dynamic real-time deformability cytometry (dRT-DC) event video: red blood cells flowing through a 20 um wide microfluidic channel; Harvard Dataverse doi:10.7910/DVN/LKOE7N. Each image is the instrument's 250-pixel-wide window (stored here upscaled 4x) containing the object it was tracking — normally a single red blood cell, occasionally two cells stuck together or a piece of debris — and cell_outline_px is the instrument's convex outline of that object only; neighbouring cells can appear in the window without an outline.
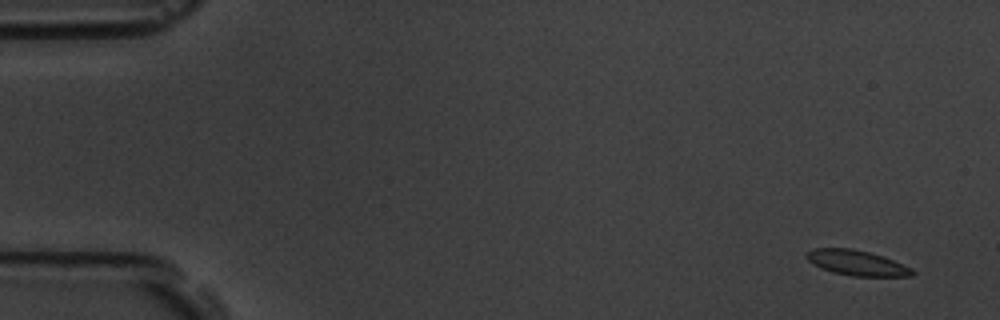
{"species": "common noctule bat (a hibernating species)", "species_latin": "Nyctalus noctula", "temperature_condition": "room temperature", "stored_images_in_passage": 5, "camera_frame_rate_fps": 3000, "um_per_image_px": 0.085, "animal": {"sex": "male", "body_mass_g": 19.5, "forearm_length_mm": 54.6}, "frame": {"image": 1, "passage_image": 1, "time_ms": 0.0, "image_size_px": [1000, 320], "cell_outline_px": [[916, 272], [912, 276], [852, 276], [832, 272], [820, 268], [808, 260], [804, 256], [804, 252], [812, 248], [852, 248], [884, 256], [912, 268]], "centroid_in_image_um": [72.8, 22.33], "position_along_channel_um": 12.2, "area_um2": 15.72}}
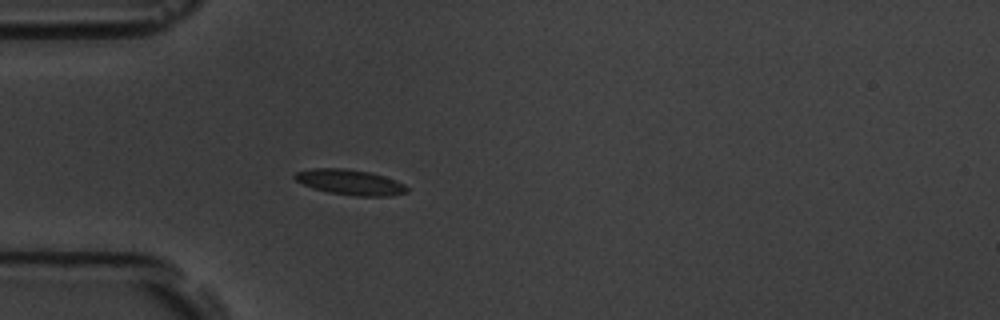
{"frame": {"image": 2, "passage_image": 5, "time_ms": 4.667, "image_size_px": [1000, 320], "cell_outline_px": [[408, 192], [392, 196], [356, 196], [328, 192], [312, 188], [296, 180], [292, 176], [296, 172], [312, 168], [344, 168], [368, 172], [384, 176], [396, 180], [404, 184], [408, 188]], "centroid_in_image_um": [29.76, 15.49], "position_along_channel_um": 55.2, "area_um2": 16.59}}